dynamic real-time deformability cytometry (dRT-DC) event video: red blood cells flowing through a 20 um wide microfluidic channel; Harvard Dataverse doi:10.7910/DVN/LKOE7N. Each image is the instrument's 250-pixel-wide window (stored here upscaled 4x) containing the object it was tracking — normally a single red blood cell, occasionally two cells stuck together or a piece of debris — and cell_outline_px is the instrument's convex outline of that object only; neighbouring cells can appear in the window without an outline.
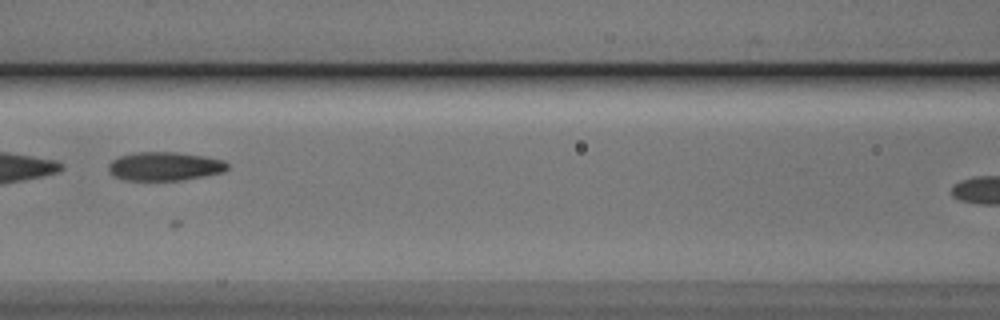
{"species": "Egyptian fruit bat (a non-hibernating species)", "species_latin": "Rousettus aegyptiacus", "temperature_condition": "cold", "stored_images_in_passage": 28, "camera_frame_rate_fps": 3000, "um_per_image_px": 0.085, "animal": {"sex": "male"}, "frame": {"image": 1, "passage_image": 8, "time_ms": 2.333, "image_size_px": [1000, 320], "cell_outline_px": [[228, 168], [224, 172], [204, 176], [180, 180], [124, 180], [112, 176], [108, 172], [108, 164], [112, 160], [120, 156], [136, 152], [176, 152], [204, 156], [224, 160], [228, 164]], "centroid_in_image_um": [13.97, 14.14], "position_along_channel_um": 152.6, "area_um2": 20.0}}
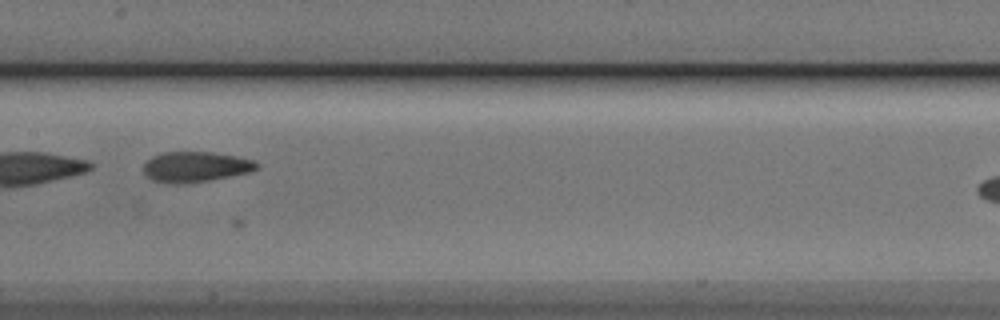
{"frame": {"image": 2, "passage_image": 11, "time_ms": 3.333, "image_size_px": [1000, 320], "cell_outline_px": [[260, 164], [256, 168], [248, 172], [208, 180], [180, 184], [176, 184], [152, 180], [144, 172], [144, 164], [152, 156], [164, 152], [212, 152], [236, 156], [252, 160]], "centroid_in_image_um": [16.6, 14.17], "position_along_channel_um": 190.8, "area_um2": 19.71}}